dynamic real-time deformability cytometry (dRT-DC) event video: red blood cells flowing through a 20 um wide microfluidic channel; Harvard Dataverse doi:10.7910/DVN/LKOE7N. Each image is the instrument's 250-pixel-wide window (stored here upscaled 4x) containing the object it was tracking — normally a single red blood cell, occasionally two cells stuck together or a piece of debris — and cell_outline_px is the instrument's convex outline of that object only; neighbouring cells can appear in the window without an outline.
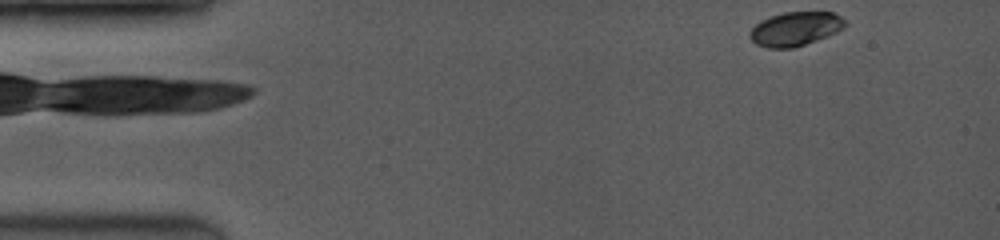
{"species": "common noctule bat (a hibernating species)", "species_latin": "Nyctalus noctula", "temperature_condition": "room temperature", "stored_images_in_passage": 66, "camera_frame_rate_fps": 3500, "um_per_image_px": 0.085, "animal": {"sex": "female", "body_mass_g": 19.0, "forearm_length_mm": 53.3}, "frame": {"image": 1, "passage_image": 1, "time_ms": 0.0, "image_size_px": [1000, 240], "cell_outline_px": [[848, 24], [844, 28], [828, 36], [792, 48], [768, 48], [756, 44], [748, 36], [748, 32], [760, 20], [784, 12], [832, 12], [840, 16]], "centroid_in_image_um": [67.59, 2.45], "position_along_channel_um": 17.4, "area_um2": 18.84}}
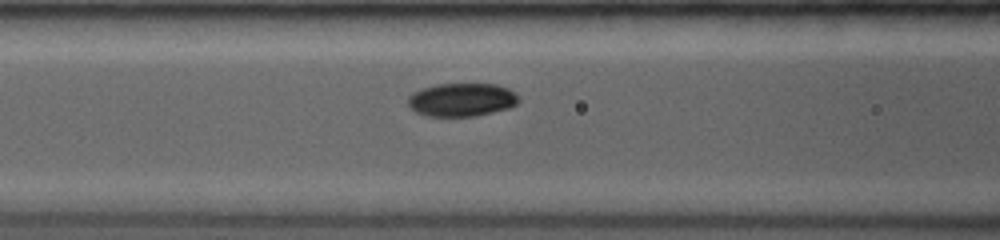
{"frame": {"image": 2, "passage_image": 25, "time_ms": 5.143, "image_size_px": [1000, 240], "cell_outline_px": [[520, 100], [516, 104], [508, 108], [476, 116], [428, 116], [416, 112], [408, 104], [408, 96], [424, 88], [436, 84], [496, 84], [508, 88]], "centroid_in_image_um": [39.25, 8.48], "position_along_channel_um": 127.4, "area_um2": 21.21}}
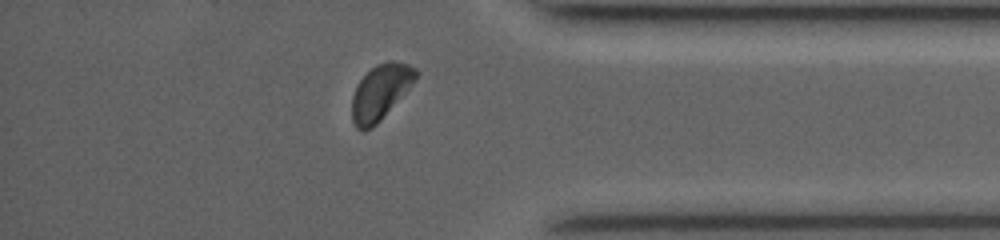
{"frame": {"image": 3, "passage_image": 57, "time_ms": 12.0, "image_size_px": [1000, 240], "cell_outline_px": [[420, 72], [408, 88], [380, 120], [372, 128], [364, 132], [356, 128], [352, 120], [352, 96], [356, 84], [376, 64], [388, 60], [408, 64], [416, 68]], "centroid_in_image_um": [32.31, 7.83], "position_along_channel_um": 402.9, "area_um2": 20.29}, "authors_computed_cell_mechanics": {"area_um2": 20.8369, "velocity_mm_per_s": 4.1001, "shape_relaxation_time_tau1_ms": 2.1397, "shape_relaxation_time_tau2_ms": null, "deformation_change_tau1": 0.1197, "deformation_change_tau2": null}}